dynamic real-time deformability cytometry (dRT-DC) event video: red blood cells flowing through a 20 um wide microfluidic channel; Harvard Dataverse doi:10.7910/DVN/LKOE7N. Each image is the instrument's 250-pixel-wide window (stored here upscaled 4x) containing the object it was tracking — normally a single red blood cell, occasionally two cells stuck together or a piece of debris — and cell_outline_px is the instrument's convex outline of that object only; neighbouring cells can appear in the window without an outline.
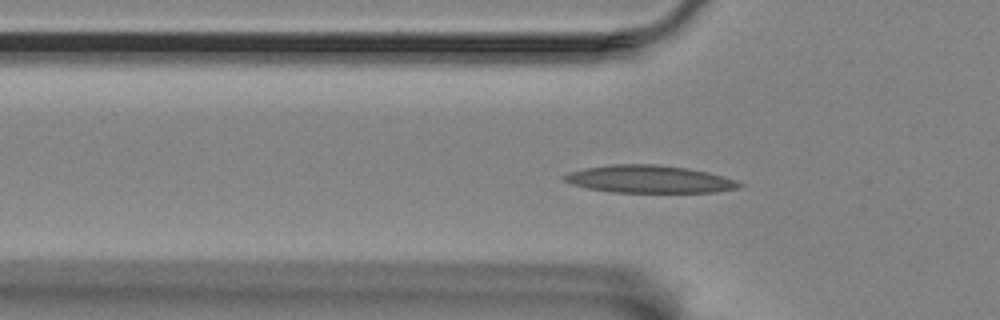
{"species": "Egyptian fruit bat (a non-hibernating species)", "species_latin": "Rousettus aegyptiacus", "temperature_condition": "room temperature", "stored_images_in_passage": 50, "camera_frame_rate_fps": 3000, "um_per_image_px": 0.085, "animal": {"sex": "female"}, "frame": {"image": 1, "passage_image": 17, "time_ms": 5.333, "image_size_px": [1000, 320], "cell_outline_px": [[744, 184], [736, 188], [716, 192], [612, 192], [588, 188], [572, 184], [564, 180], [560, 176], [568, 172], [584, 168], [612, 164], [656, 164], [688, 168], [708, 172], [736, 180]], "centroid_in_image_um": [55.15, 15.22], "position_along_channel_um": 70.6, "area_um2": 28.09}}
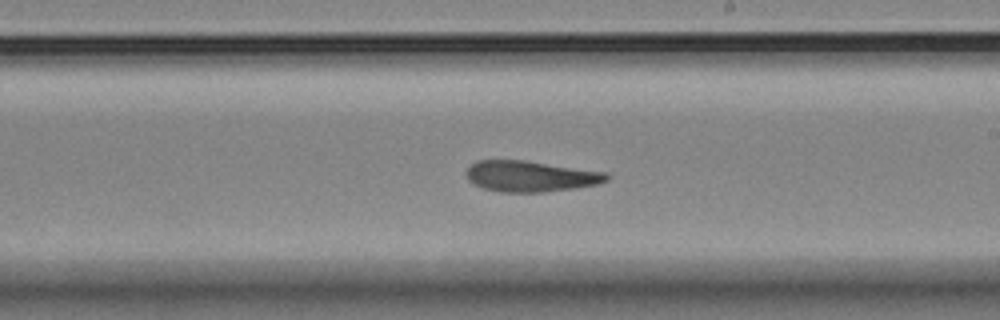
{"frame": {"image": 2, "passage_image": 32, "time_ms": 10.333, "image_size_px": [1000, 320], "cell_outline_px": [[608, 180], [596, 184], [576, 188], [544, 192], [500, 192], [484, 188], [472, 184], [468, 180], [464, 172], [476, 160], [524, 160], [604, 172], [608, 176]], "centroid_in_image_um": [45.02, 14.98], "position_along_channel_um": 244.0, "area_um2": 25.2}}
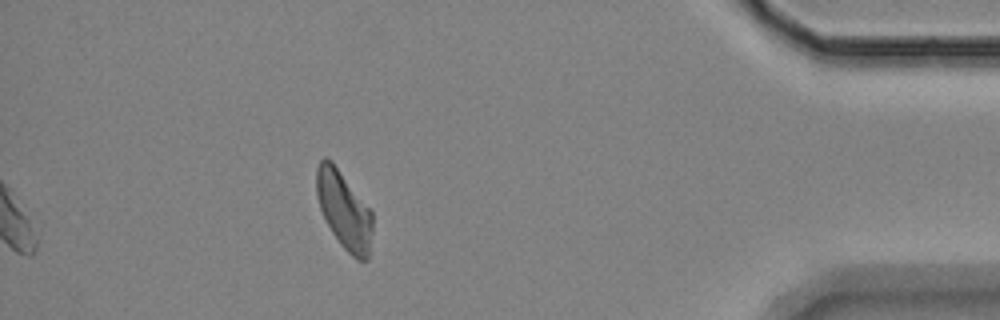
{"frame": {"image": 3, "passage_image": 50, "time_ms": 16.333, "image_size_px": [1000, 320], "cell_outline_px": [[372, 232], [368, 260], [356, 260], [340, 244], [332, 232], [320, 208], [316, 192], [316, 168], [320, 160], [324, 156], [332, 160], [372, 212]], "centroid_in_image_um": [29.23, 17.85], "position_along_channel_um": 406.0, "area_um2": 25.2}, "authors_computed_cell_mechanics": {"area_um2": 25.3453, "velocity_mm_per_s": 3.4486, "shape_relaxation_time_tau1_ms": null, "shape_relaxation_time_tau2_ms": 7.3569, "deformation_change_tau1": null, "deformation_change_tau2": 0.1646}}